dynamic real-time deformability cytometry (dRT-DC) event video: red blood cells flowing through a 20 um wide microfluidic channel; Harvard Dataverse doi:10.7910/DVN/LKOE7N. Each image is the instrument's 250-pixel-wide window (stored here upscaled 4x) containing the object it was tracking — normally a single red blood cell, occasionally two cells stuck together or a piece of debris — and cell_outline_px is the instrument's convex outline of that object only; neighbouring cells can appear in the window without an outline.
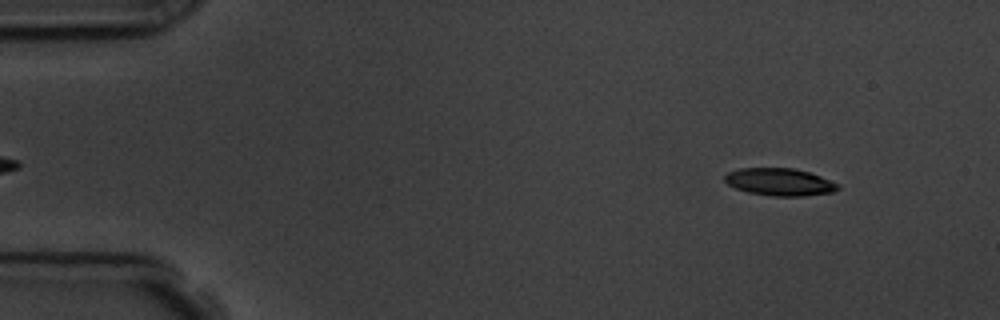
{"species": "common noctule bat (a hibernating species)", "species_latin": "Nyctalus noctula", "temperature_condition": "room temperature", "stored_images_in_passage": 54, "camera_frame_rate_fps": 3000, "um_per_image_px": 0.085, "animal": {"sex": "male", "body_mass_g": 19.5, "forearm_length_mm": 54.6}, "frame": {"image": 1, "passage_image": 4, "time_ms": 1.0, "image_size_px": [1000, 320], "cell_outline_px": [[840, 188], [832, 192], [804, 196], [772, 196], [748, 192], [736, 188], [728, 184], [724, 180], [724, 176], [728, 172], [740, 168], [792, 168], [808, 172], [820, 176], [836, 184]], "centroid_in_image_um": [66.23, 15.47], "position_along_channel_um": 18.8, "area_um2": 17.86}}
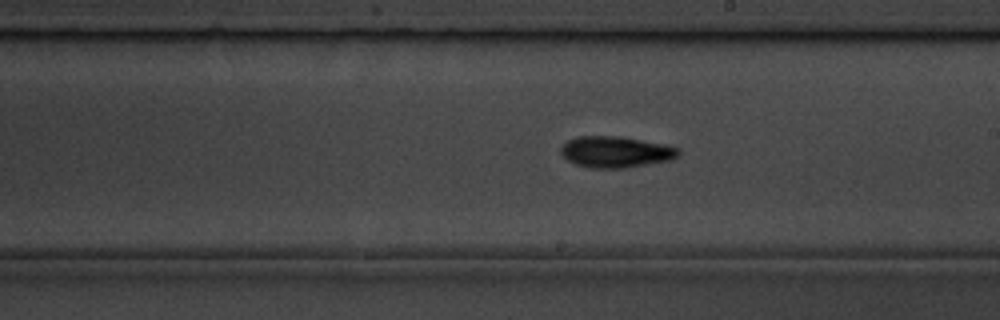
{"frame": {"image": 2, "passage_image": 30, "time_ms": 9.667, "image_size_px": [1000, 320], "cell_outline_px": [[680, 156], [672, 160], [624, 168], [588, 168], [576, 164], [568, 160], [560, 152], [560, 148], [568, 140], [576, 136], [620, 136], [664, 144], [680, 148]], "centroid_in_image_um": [52.36, 12.91], "position_along_channel_um": 236.6, "area_um2": 21.56}}
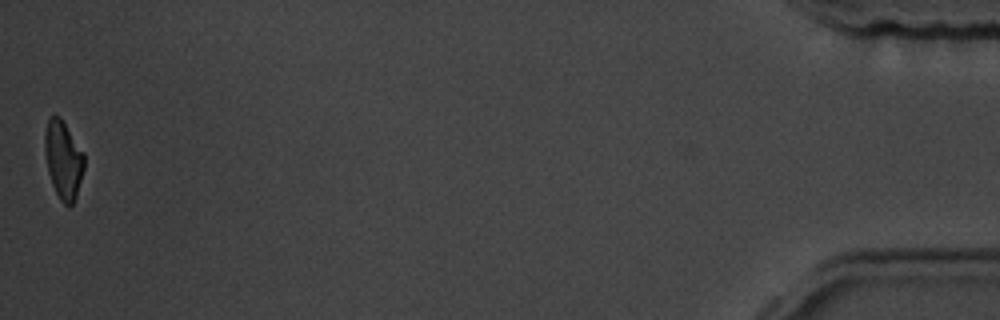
{"frame": {"image": 3, "passage_image": 54, "time_ms": 17.667, "image_size_px": [1000, 320], "cell_outline_px": [[84, 168], [76, 196], [72, 204], [68, 208], [60, 200], [52, 184], [48, 172], [44, 148], [44, 136], [48, 120], [52, 116], [60, 116], [84, 152]], "centroid_in_image_um": [5.38, 13.59], "position_along_channel_um": 429.8, "area_um2": 17.86}, "authors_computed_cell_mechanics": {"area_um2": 19.3052, "velocity_mm_per_s": 3.625, "shape_relaxation_time_tau1_ms": 3.9049, "shape_relaxation_time_tau2_ms": 4.5708, "deformation_change_tau1": 0.1482, "deformation_change_tau2": 0.134}}